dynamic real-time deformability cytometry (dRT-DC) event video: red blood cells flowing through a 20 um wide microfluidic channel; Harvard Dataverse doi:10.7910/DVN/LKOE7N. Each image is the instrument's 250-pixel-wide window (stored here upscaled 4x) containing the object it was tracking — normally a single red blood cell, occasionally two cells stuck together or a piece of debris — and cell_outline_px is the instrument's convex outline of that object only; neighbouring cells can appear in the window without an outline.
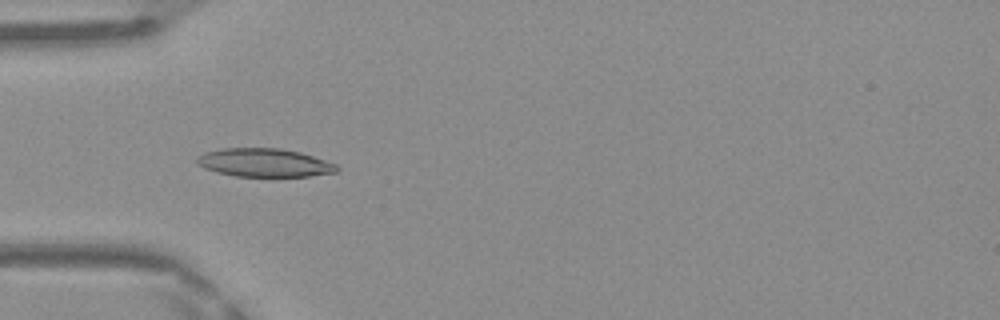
{"species": "Egyptian fruit bat (a non-hibernating species)", "species_latin": "Rousettus aegyptiacus", "temperature_condition": "warm", "stored_images_in_passage": 47, "camera_frame_rate_fps": 3000, "um_per_image_px": 0.085, "frame": {"image": 1, "passage_image": 14, "time_ms": 4.333, "image_size_px": [1000, 320], "cell_outline_px": [[340, 168], [336, 172], [308, 176], [236, 176], [216, 172], [204, 168], [196, 164], [196, 156], [204, 152], [224, 148], [280, 148], [300, 152], [336, 164]], "centroid_in_image_um": [22.43, 13.82], "position_along_channel_um": 62.6, "area_um2": 23.12}}
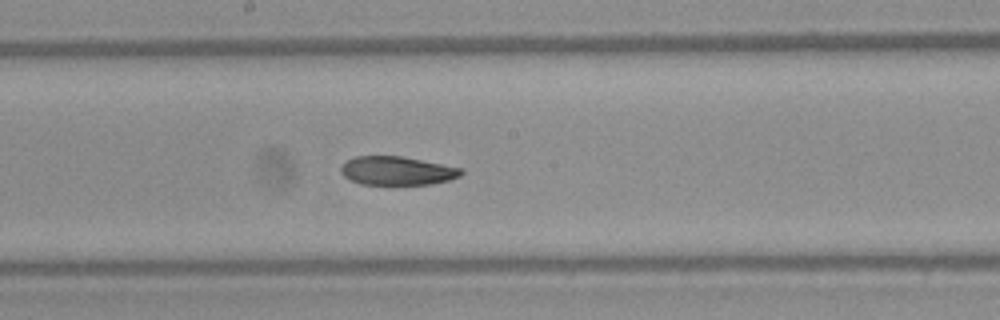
{"frame": {"image": 2, "passage_image": 25, "time_ms": 8.0, "image_size_px": [1000, 320], "cell_outline_px": [[464, 172], [460, 176], [448, 180], [432, 184], [360, 184], [344, 176], [340, 172], [340, 168], [348, 160], [356, 156], [400, 156], [464, 168]], "centroid_in_image_um": [33.78, 14.51], "position_along_channel_um": 214.4, "area_um2": 19.94}}
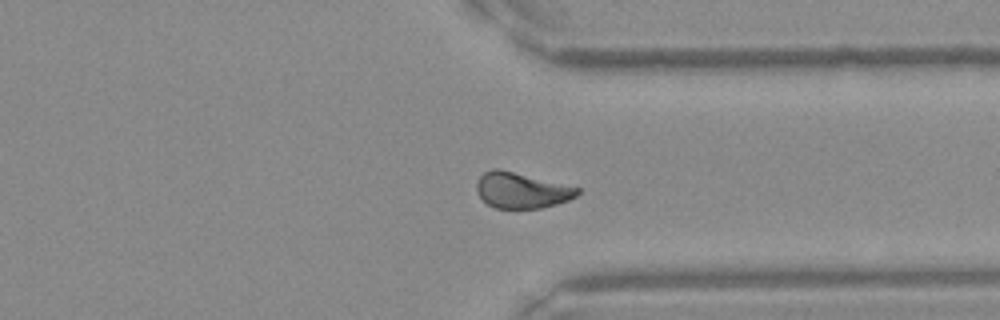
{"frame": {"image": 3, "passage_image": 36, "time_ms": 11.667, "image_size_px": [1000, 320], "cell_outline_px": [[580, 192], [576, 196], [568, 200], [556, 204], [540, 208], [496, 208], [488, 204], [480, 196], [476, 188], [476, 184], [480, 176], [484, 172], [492, 168], [500, 168], [580, 188]], "centroid_in_image_um": [44.32, 16.16], "position_along_channel_um": 367.1, "area_um2": 20.87}, "authors_computed_cell_mechanics": {"area_um2": 21.9062, "velocity_mm_per_s": 4.1759, "shape_relaxation_time_tau1_ms": 6.0634, "shape_relaxation_time_tau2_ms": 2.5493, "deformation_change_tau1": 0.1585, "deformation_change_tau2": 0.0675}}